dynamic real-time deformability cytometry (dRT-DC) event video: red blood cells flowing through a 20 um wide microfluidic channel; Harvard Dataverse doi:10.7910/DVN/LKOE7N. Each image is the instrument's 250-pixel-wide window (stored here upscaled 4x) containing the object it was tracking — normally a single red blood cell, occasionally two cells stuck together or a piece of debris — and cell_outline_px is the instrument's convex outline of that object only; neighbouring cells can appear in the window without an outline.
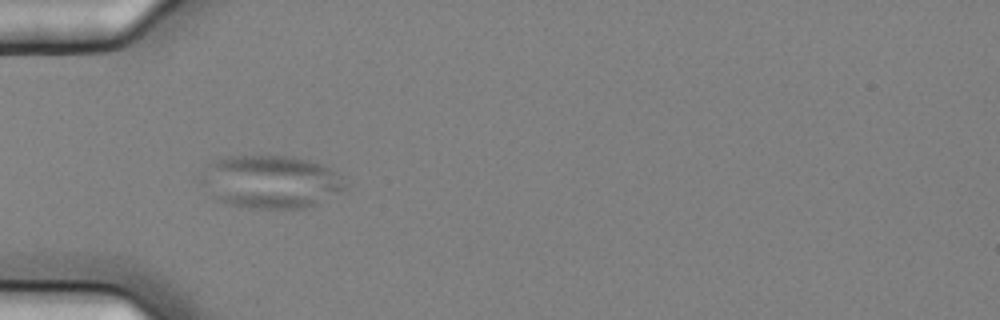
{"species": "common noctule bat (a hibernating species)", "species_latin": "Nyctalus noctula", "temperature_condition": "cold", "stored_images_in_passage": 39, "camera_frame_rate_fps": 3000, "um_per_image_px": 0.085, "animal": {"sex": "female", "body_mass_g": 25.1}, "frame": {"image": 1, "passage_image": 1, "time_ms": 0.0, "image_size_px": [1000, 320], "cell_outline_px": [[348, 188], [320, 204], [304, 208], [252, 208], [232, 204], [220, 200], [216, 196], [208, 172], [208, 164], [224, 156], [292, 156], [308, 160], [320, 164], [336, 172], [348, 184]], "centroid_in_image_um": [23.25, 15.45], "position_along_channel_um": 61.7, "area_um2": 42.95}}
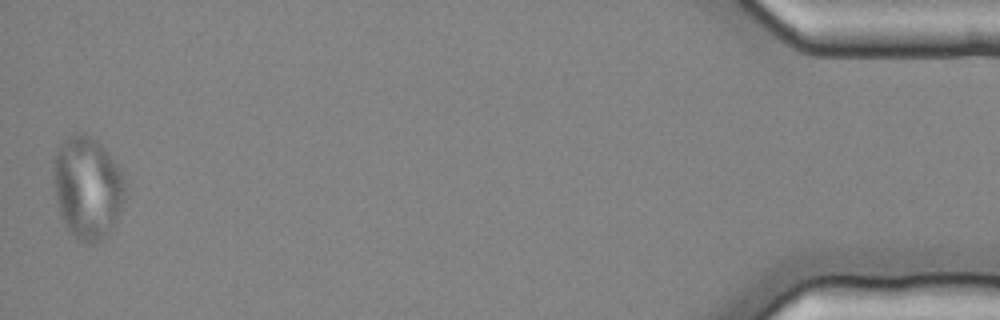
{"frame": {"image": 2, "passage_image": 39, "time_ms": 12.667, "image_size_px": [1000, 320], "cell_outline_px": [[124, 200], [116, 220], [112, 228], [100, 240], [92, 244], [88, 244], [80, 240], [64, 224], [60, 216], [56, 200], [52, 172], [56, 152], [60, 144], [72, 132], [84, 132], [96, 140], [104, 148], [116, 164], [120, 172], [124, 184]], "centroid_in_image_um": [7.4, 15.92], "position_along_channel_um": 427.8, "area_um2": 42.48}}